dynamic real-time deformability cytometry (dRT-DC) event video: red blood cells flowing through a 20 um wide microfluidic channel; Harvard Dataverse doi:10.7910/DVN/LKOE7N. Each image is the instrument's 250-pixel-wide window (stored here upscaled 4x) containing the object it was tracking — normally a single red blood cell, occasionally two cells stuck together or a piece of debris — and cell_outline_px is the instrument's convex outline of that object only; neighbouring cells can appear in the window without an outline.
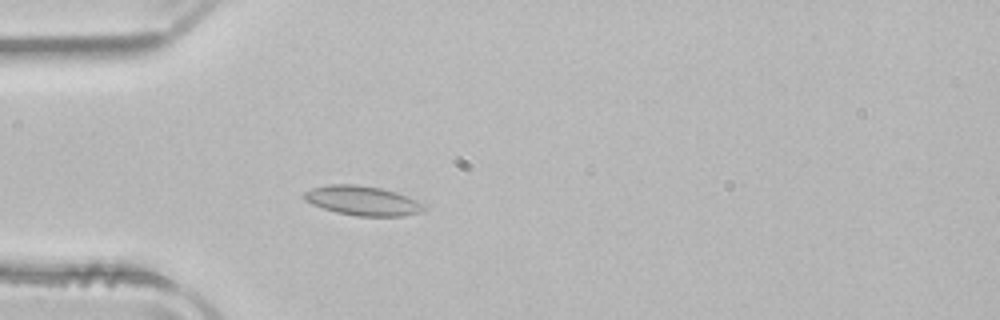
{"species": "common noctule bat (a hibernating species)", "species_latin": "Nyctalus noctula", "temperature_condition": "room temperature", "stored_images_in_passage": 50, "camera_frame_rate_fps": 3000, "um_per_image_px": 0.085, "animal": {"sex": "male", "body_mass_g": 21.5, "forearm_length_mm": 52.0}, "frame": {"image": 1, "passage_image": 13, "time_ms": 4.0, "image_size_px": [1000, 320], "cell_outline_px": [[424, 212], [404, 216], [356, 216], [336, 212], [312, 204], [304, 200], [300, 196], [304, 192], [312, 188], [328, 184], [356, 184], [380, 188], [396, 192], [408, 196], [424, 204]], "centroid_in_image_um": [30.8, 17.06], "position_along_channel_um": 54.2, "area_um2": 20.75}}
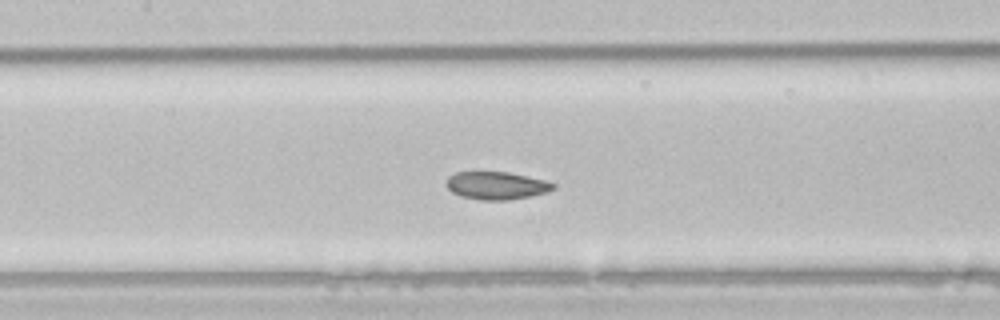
{"frame": {"image": 2, "passage_image": 22, "time_ms": 7.0, "image_size_px": [1000, 320], "cell_outline_px": [[556, 188], [548, 192], [532, 196], [508, 200], [480, 200], [460, 196], [452, 192], [444, 184], [448, 176], [456, 172], [508, 172], [528, 176], [544, 180], [556, 184]], "centroid_in_image_um": [42.2, 15.77], "position_along_channel_um": 165.2, "area_um2": 17.51}}
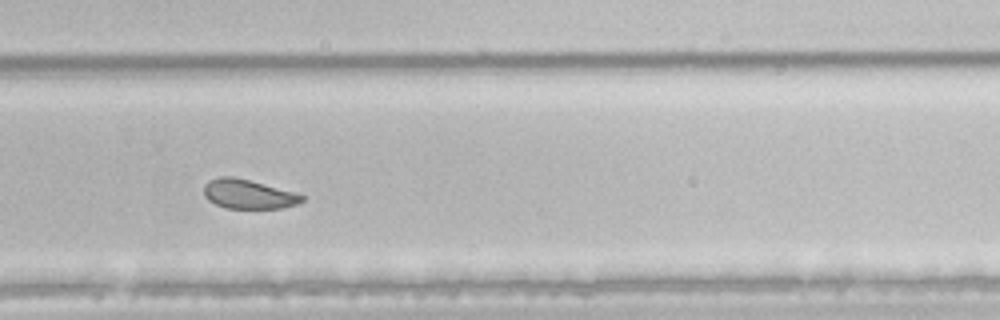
{"frame": {"image": 3, "passage_image": 33, "time_ms": 10.667, "image_size_px": [1000, 320], "cell_outline_px": [[308, 196], [304, 200], [296, 204], [280, 208], [228, 208], [216, 204], [208, 200], [204, 196], [204, 184], [208, 180], [220, 176], [232, 176], [248, 180]], "centroid_in_image_um": [21.09, 16.5], "position_along_channel_um": 308.7, "area_um2": 16.59}, "authors_computed_cell_mechanics": {"area_um2": 19.2763, "velocity_mm_per_s": 3.9214, "shape_relaxation_time_tau1_ms": 10.4094, "shape_relaxation_time_tau2_ms": 3.0566, "deformation_change_tau1": 0.1234, "deformation_change_tau2": 0.0726}}